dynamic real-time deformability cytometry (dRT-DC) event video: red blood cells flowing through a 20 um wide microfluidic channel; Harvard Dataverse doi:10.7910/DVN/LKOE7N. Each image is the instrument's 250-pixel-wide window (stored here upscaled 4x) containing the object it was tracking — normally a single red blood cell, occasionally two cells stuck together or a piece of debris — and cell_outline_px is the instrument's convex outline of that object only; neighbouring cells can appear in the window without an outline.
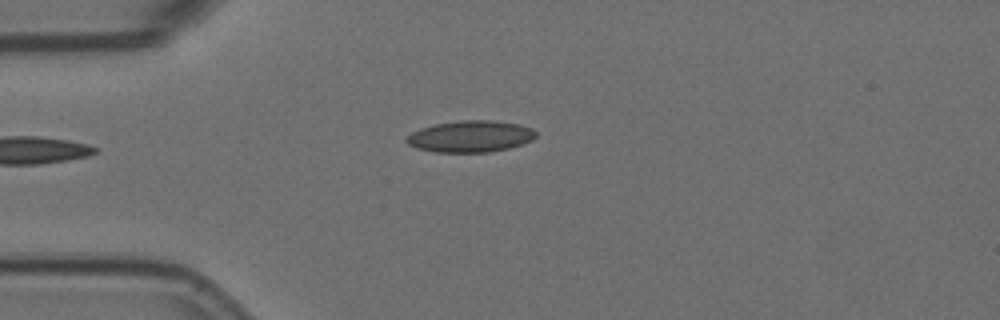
{"species": "Egyptian fruit bat (a non-hibernating species)", "species_latin": "Rousettus aegyptiacus", "temperature_condition": "room temperature", "stored_images_in_passage": 4, "camera_frame_rate_fps": 3000, "um_per_image_px": 0.085, "animal": {"sex": "female"}, "frame": {"image": 1, "passage_image": 2, "time_ms": 0.333, "image_size_px": [1000, 320], "cell_outline_px": [[536, 136], [532, 140], [524, 144], [508, 148], [488, 152], [436, 152], [416, 148], [408, 144], [404, 140], [412, 132], [420, 128], [436, 124], [460, 120], [492, 120], [520, 124], [532, 128], [536, 132]], "centroid_in_image_um": [40.0, 11.59], "position_along_channel_um": 45.0, "area_um2": 23.87}}
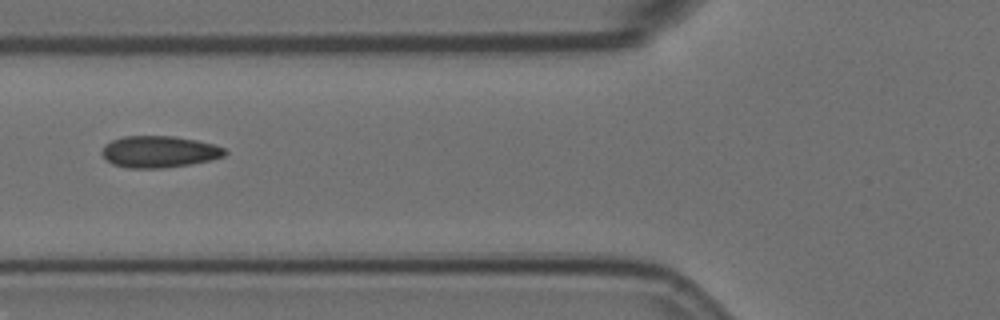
{"frame": {"image": 2, "passage_image": 4, "time_ms": 1.0, "image_size_px": [1000, 320], "cell_outline_px": [[228, 152], [224, 156], [212, 160], [164, 168], [128, 168], [112, 164], [100, 152], [104, 144], [112, 140], [124, 136], [172, 136], [196, 140], [212, 144], [224, 148]], "centroid_in_image_um": [13.51, 12.9], "position_along_channel_um": 112.3, "area_um2": 22.66}}